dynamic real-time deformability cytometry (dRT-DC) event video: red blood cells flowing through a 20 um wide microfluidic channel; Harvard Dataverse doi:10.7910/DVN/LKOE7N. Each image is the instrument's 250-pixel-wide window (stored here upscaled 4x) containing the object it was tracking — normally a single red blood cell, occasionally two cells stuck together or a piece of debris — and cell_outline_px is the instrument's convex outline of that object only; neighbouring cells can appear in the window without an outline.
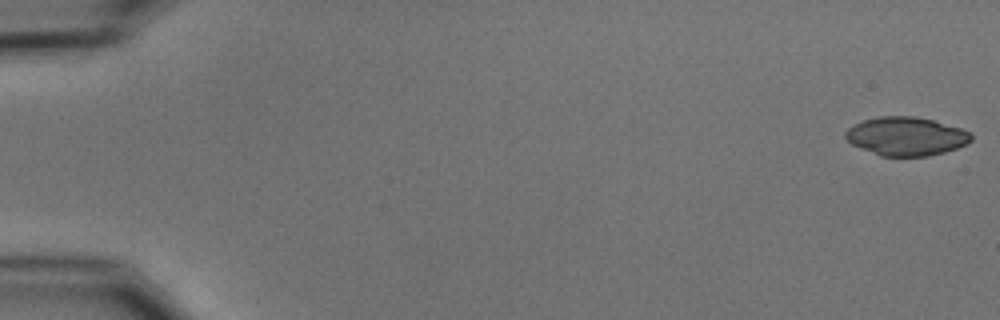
{"species": "common noctule bat (a hibernating species)", "species_latin": "Nyctalus noctula", "temperature_condition": "cold", "stored_images_in_passage": 54, "camera_frame_rate_fps": 3000, "um_per_image_px": 0.085, "animal": {"sex": "male", "body_mass_g": 15.6}, "frame": {"image": 1, "passage_image": 1, "time_ms": 0.0, "image_size_px": [1000, 320], "cell_outline_px": [[972, 140], [968, 144], [944, 152], [928, 156], [880, 156], [860, 148], [852, 144], [844, 136], [844, 132], [852, 124], [864, 120], [880, 116], [916, 116], [932, 120], [960, 128], [968, 132], [972, 136]], "centroid_in_image_um": [76.99, 11.58], "position_along_channel_um": 8.0, "area_um2": 28.26}}
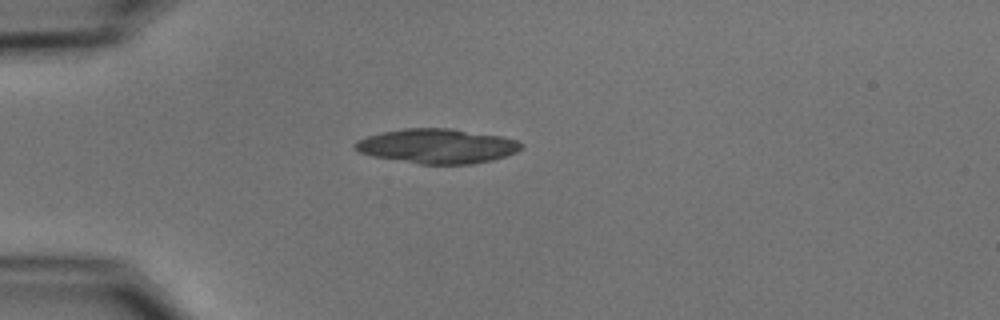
{"frame": {"image": 2, "passage_image": 15, "time_ms": 4.667, "image_size_px": [1000, 320], "cell_outline_px": [[524, 144], [516, 152], [492, 160], [472, 164], [420, 164], [372, 156], [360, 152], [352, 148], [352, 144], [356, 140], [380, 132], [404, 128], [452, 128], [504, 136], [516, 140]], "centroid_in_image_um": [37.14, 12.41], "position_along_channel_um": 47.9, "area_um2": 33.76}}